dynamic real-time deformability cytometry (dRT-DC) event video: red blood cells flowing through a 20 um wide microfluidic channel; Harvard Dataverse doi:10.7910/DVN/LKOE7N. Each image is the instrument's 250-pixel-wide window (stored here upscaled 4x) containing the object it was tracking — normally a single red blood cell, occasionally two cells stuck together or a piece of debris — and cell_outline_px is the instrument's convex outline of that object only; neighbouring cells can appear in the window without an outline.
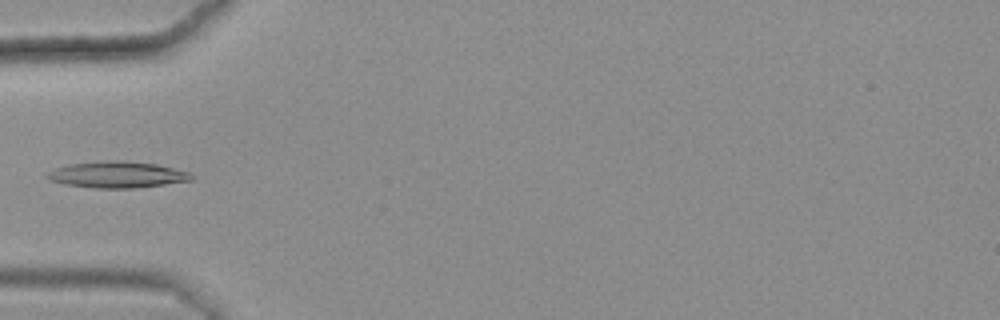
{"species": "common noctule bat (a hibernating species)", "species_latin": "Nyctalus noctula", "temperature_condition": "warm", "stored_images_in_passage": 32, "camera_frame_rate_fps": 3000, "um_per_image_px": 0.085, "animal": {"sex": "female", "body_mass_g": 25.1}, "frame": {"image": 1, "passage_image": 1, "time_ms": 0.0, "image_size_px": [1000, 320], "cell_outline_px": [[196, 176], [192, 180], [136, 188], [92, 188], [64, 184], [48, 180], [44, 176], [48, 172], [56, 168], [68, 164], [108, 160], [120, 160], [156, 164], [192, 172]], "centroid_in_image_um": [9.97, 14.84], "position_along_channel_um": 75.0, "area_um2": 22.37}}